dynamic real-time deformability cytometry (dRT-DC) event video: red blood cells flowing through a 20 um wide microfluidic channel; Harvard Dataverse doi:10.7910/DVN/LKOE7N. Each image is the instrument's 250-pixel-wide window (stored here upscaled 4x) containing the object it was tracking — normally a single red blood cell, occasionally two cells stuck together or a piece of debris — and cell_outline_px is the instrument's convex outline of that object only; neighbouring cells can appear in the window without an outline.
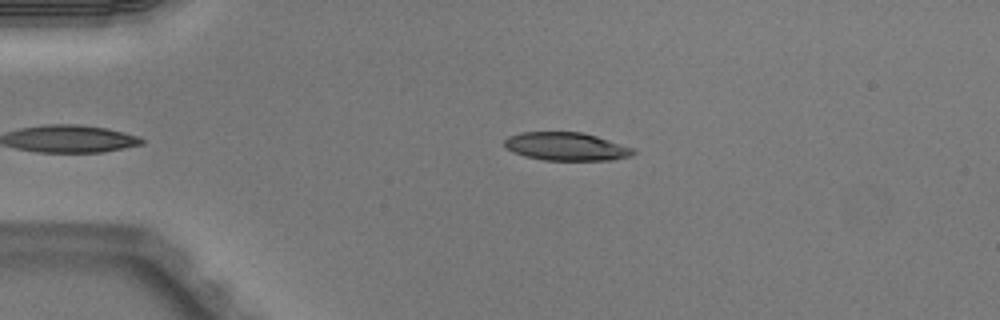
{"species": "Egyptian fruit bat (a non-hibernating species)", "species_latin": "Rousettus aegyptiacus", "temperature_condition": "warm", "stored_images_in_passage": 35, "camera_frame_rate_fps": 3000, "um_per_image_px": 0.085, "animal": {"sex": "male"}, "frame": {"image": 1, "passage_image": 1, "time_ms": 0.0, "image_size_px": [1000, 320], "cell_outline_px": [[636, 152], [632, 156], [612, 160], [544, 160], [524, 156], [512, 152], [504, 148], [504, 140], [508, 136], [520, 132], [580, 132], [596, 136], [636, 148]], "centroid_in_image_um": [48.13, 12.45], "position_along_channel_um": 36.9, "area_um2": 21.39}}
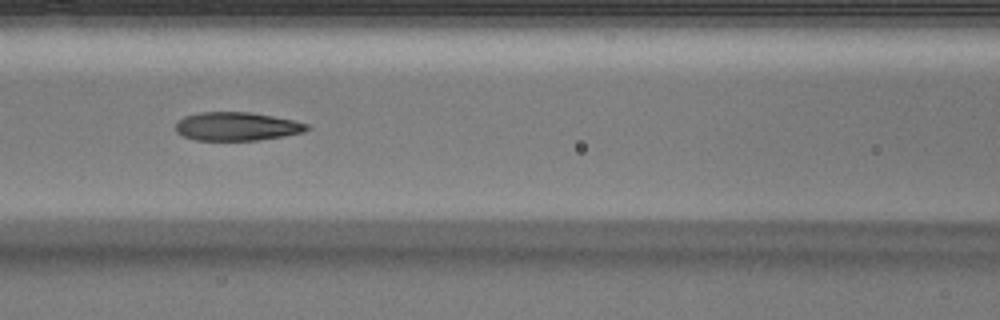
{"frame": {"image": 2, "passage_image": 12, "time_ms": 3.667, "image_size_px": [1000, 320], "cell_outline_px": [[312, 128], [304, 132], [284, 136], [256, 140], [196, 140], [184, 136], [176, 132], [176, 124], [184, 116], [200, 112], [252, 112], [292, 120], [308, 124]], "centroid_in_image_um": [20.15, 10.74], "position_along_channel_um": 146.5, "area_um2": 21.73}}
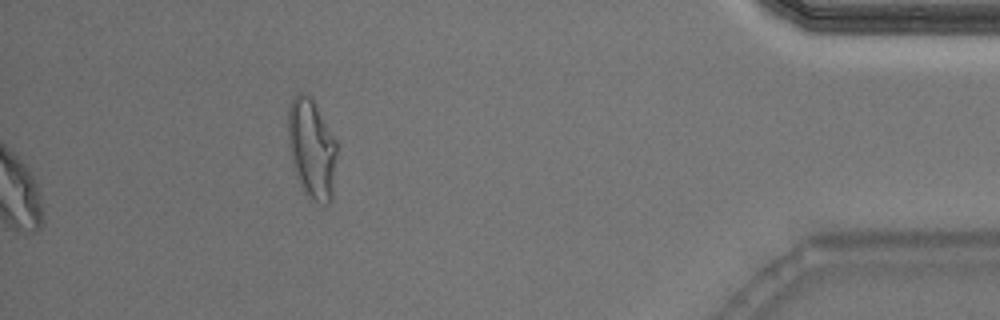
{"frame": {"image": 3, "passage_image": 35, "time_ms": 11.333, "image_size_px": [1000, 320], "cell_outline_px": [[336, 152], [332, 200], [328, 204], [320, 204], [308, 200], [300, 188], [292, 168], [288, 144], [288, 108], [292, 96], [296, 92], [304, 92], [312, 100], [336, 140]], "centroid_in_image_um": [26.45, 12.7], "position_along_channel_um": 408.7, "area_um2": 28.9}, "authors_computed_cell_mechanics": {"area_um2": 22.7154, "velocity_mm_per_s": 4.0508, "shape_relaxation_time_tau1_ms": 3.94, "shape_relaxation_time_tau2_ms": 1.5304, "deformation_change_tau1": 0.206, "deformation_change_tau2": 0.1024}}